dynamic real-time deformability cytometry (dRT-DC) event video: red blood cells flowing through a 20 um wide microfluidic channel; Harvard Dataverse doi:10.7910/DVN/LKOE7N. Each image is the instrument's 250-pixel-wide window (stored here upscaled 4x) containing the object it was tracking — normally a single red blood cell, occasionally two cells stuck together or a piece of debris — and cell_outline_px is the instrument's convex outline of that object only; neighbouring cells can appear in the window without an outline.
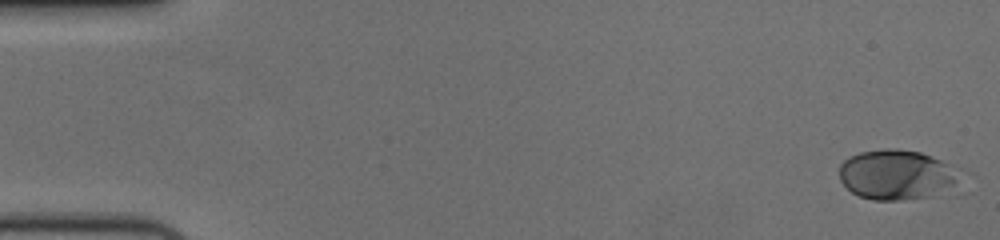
{"species": "human", "species_latin": "Homo sapiens", "temperature_condition": "cold", "stored_images_in_passage": 57, "camera_frame_rate_fps": 3000, "um_per_image_px": 0.085, "donor": {"sex": "female"}, "frame": {"image": 1, "passage_image": 1, "time_ms": 0.0, "image_size_px": [1000, 240], "cell_outline_px": [[972, 172], [932, 196], [904, 200], [872, 200], [860, 196], [852, 192], [840, 180], [840, 164], [848, 156], [860, 152], [884, 148], [896, 148], [920, 152], [968, 168]], "centroid_in_image_um": [76.34, 14.82], "position_along_channel_um": 8.7, "area_um2": 36.13}}
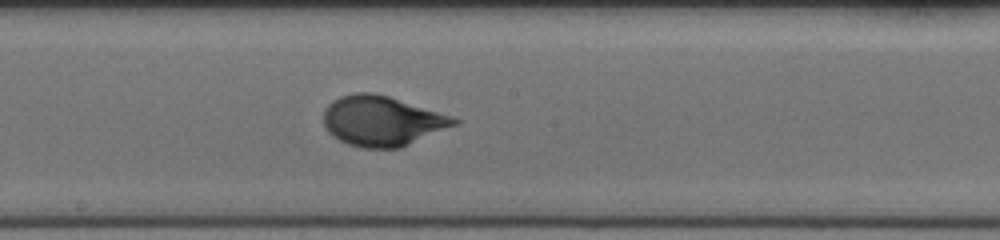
{"frame": {"image": 2, "passage_image": 31, "time_ms": 10.0, "image_size_px": [1000, 240], "cell_outline_px": [[460, 124], [400, 148], [364, 148], [348, 144], [332, 136], [324, 128], [324, 108], [332, 100], [340, 96], [356, 92], [372, 92], [388, 96], [456, 116], [460, 120]], "centroid_in_image_um": [32.51, 10.27], "position_along_channel_um": 215.7, "area_um2": 38.61}}
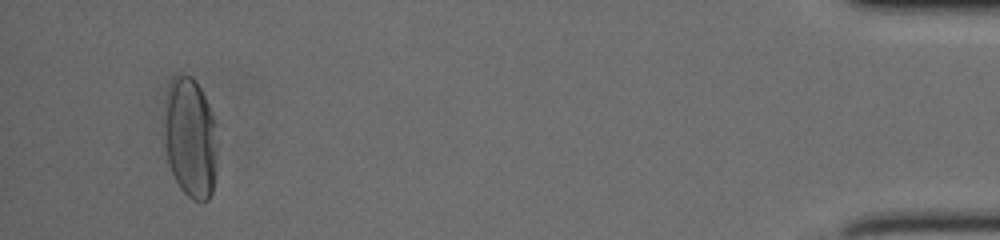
{"frame": {"image": 3, "passage_image": 54, "time_ms": 17.667, "image_size_px": [1000, 240], "cell_outline_px": [[216, 156], [212, 192], [208, 200], [192, 200], [180, 188], [172, 172], [168, 160], [164, 144], [164, 120], [168, 84], [176, 76], [192, 76], [196, 80], [212, 112], [216, 124]], "centroid_in_image_um": [16.17, 11.71], "position_along_channel_um": 419.0, "area_um2": 37.11}, "authors_computed_cell_mechanics": {"area_um2": 35.9516, "velocity_mm_per_s": 3.6299, "shape_relaxation_time_tau1_ms": 4.915, "shape_relaxation_time_tau2_ms": null, "deformation_change_tau1": 0.2097, "deformation_change_tau2": null}}